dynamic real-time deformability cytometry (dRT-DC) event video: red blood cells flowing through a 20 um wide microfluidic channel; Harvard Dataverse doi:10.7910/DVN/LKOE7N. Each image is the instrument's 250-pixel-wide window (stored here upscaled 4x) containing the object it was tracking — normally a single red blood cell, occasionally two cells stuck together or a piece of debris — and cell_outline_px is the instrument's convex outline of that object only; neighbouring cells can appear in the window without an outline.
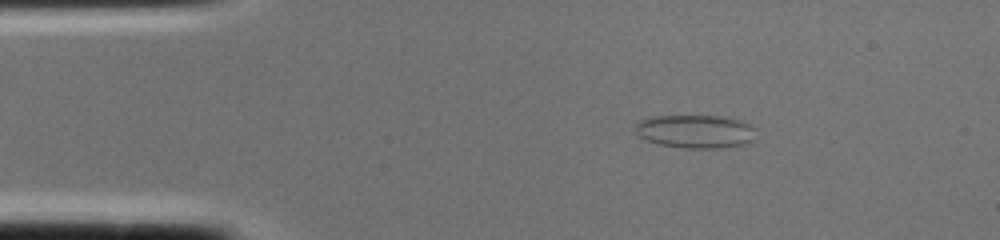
{"species": "common noctule bat (a hibernating species)", "species_latin": "Nyctalus noctula", "temperature_condition": "cold", "stored_images_in_passage": 1, "camera_frame_rate_fps": 3000, "um_per_image_px": 0.085, "animal": {"sex": "female", "body_mass_g": 22.0, "forearm_length_mm": 56.7}, "frame": {"image": 1, "passage_image": 1, "time_ms": 0.0, "image_size_px": [1000, 240], "cell_outline_px": [[752, 140], [744, 144], [720, 148], [680, 148], [660, 144], [644, 140], [636, 132], [636, 120], [652, 116], [724, 116], [740, 120], [748, 124], [752, 128]], "centroid_in_image_um": [59.03, 11.17], "position_along_channel_um": 26.0, "area_um2": 23.35}}